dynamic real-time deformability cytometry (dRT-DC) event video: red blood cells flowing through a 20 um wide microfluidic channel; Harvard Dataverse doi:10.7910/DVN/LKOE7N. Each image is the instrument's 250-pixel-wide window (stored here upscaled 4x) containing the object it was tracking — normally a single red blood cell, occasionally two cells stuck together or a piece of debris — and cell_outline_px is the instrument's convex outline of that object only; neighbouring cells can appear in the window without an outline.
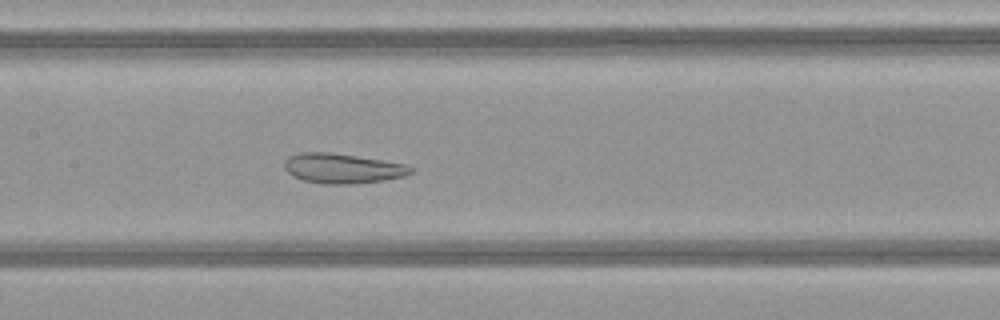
{"species": "common noctule bat (a hibernating species)", "species_latin": "Nyctalus noctula", "temperature_condition": "warm", "stored_images_in_passage": 50, "camera_frame_rate_fps": 3000, "um_per_image_px": 0.085, "animal": {"sex": "female", "body_mass_g": 21.9}, "frame": {"image": 1, "passage_image": 25, "time_ms": 8.0, "image_size_px": [1000, 320], "cell_outline_px": [[416, 172], [404, 176], [384, 180], [356, 184], [324, 184], [304, 180], [292, 176], [284, 168], [284, 160], [288, 156], [296, 152], [328, 152], [356, 156], [408, 164], [416, 168]], "centroid_in_image_um": [29.14, 14.31], "position_along_channel_um": 178.3, "area_um2": 22.37}}
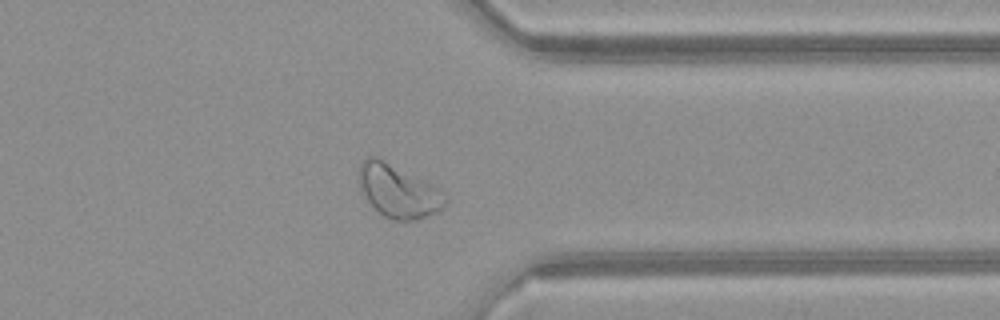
{"frame": {"image": 2, "passage_image": 40, "time_ms": 13.0, "image_size_px": [1000, 320], "cell_outline_px": [[448, 200], [444, 208], [440, 212], [416, 220], [392, 220], [384, 216], [368, 200], [360, 188], [356, 172], [360, 164], [368, 156], [376, 156], [432, 184], [444, 192], [448, 196]], "centroid_in_image_um": [33.88, 16.24], "position_along_channel_um": 377.5, "area_um2": 26.82}}
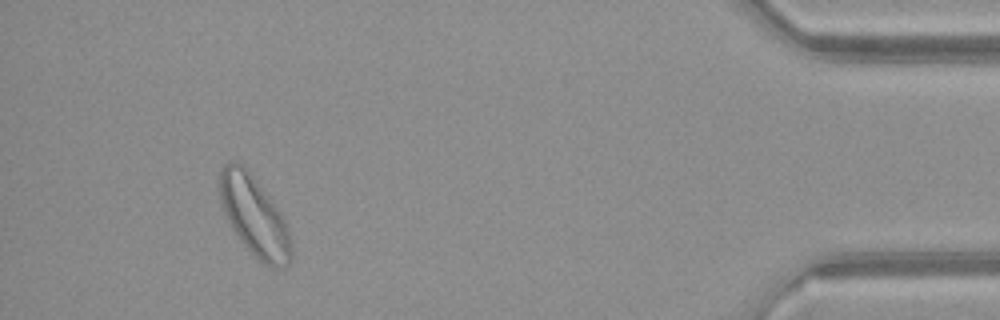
{"frame": {"image": 3, "passage_image": 47, "time_ms": 15.333, "image_size_px": [1000, 320], "cell_outline_px": [[292, 260], [284, 268], [272, 268], [264, 264], [244, 244], [228, 224], [220, 204], [216, 176], [224, 164], [232, 160], [236, 160], [256, 180], [280, 212], [288, 228], [292, 244]], "centroid_in_image_um": [21.57, 18.36], "position_along_channel_um": 413.6, "area_um2": 33.58}}